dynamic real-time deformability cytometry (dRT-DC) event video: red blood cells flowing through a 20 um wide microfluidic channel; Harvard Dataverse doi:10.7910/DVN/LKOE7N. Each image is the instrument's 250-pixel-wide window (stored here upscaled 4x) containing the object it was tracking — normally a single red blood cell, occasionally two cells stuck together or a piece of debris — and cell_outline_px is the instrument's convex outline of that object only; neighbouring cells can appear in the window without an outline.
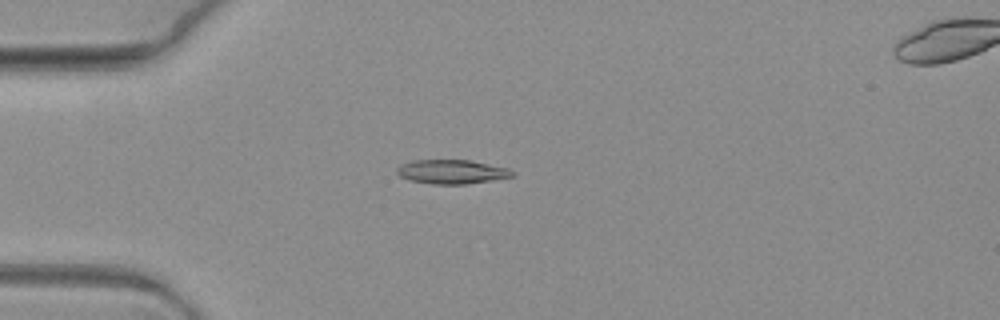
{"species": "common noctule bat (a hibernating species)", "species_latin": "Nyctalus noctula", "temperature_condition": "warm", "stored_images_in_passage": 6, "segment_of_instrument_passage": [1, 2], "camera_frame_rate_fps": 3000, "um_per_image_px": 0.085, "animal": {"sex": "female", "body_mass_g": 19.3, "forearm_length_mm": 54.1}, "frame": {"image": 1, "passage_image": 5, "time_ms": 1.333, "image_size_px": [1000, 320], "cell_outline_px": [[512, 176], [492, 180], [464, 184], [432, 184], [408, 180], [400, 176], [396, 172], [396, 168], [400, 164], [416, 160], [472, 160], [508, 168], [512, 172]], "centroid_in_image_um": [38.35, 14.59], "position_along_channel_um": 46.7, "area_um2": 16.13}}